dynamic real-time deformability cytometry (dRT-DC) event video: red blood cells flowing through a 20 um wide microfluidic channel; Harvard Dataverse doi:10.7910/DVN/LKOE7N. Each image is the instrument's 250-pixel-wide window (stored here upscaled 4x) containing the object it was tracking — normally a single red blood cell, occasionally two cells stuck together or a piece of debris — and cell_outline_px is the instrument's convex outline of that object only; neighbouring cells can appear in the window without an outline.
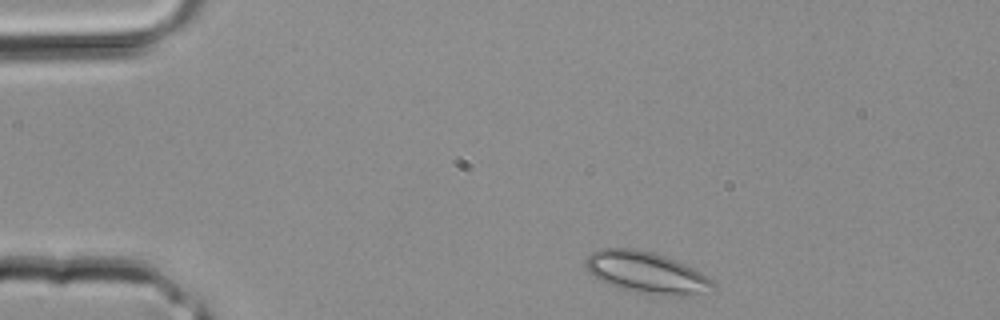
{"species": "common noctule bat (a hibernating species)", "species_latin": "Nyctalus noctula", "temperature_condition": "room temperature", "stored_images_in_passage": 3, "camera_frame_rate_fps": 3000, "um_per_image_px": 0.085, "animal": {"sex": "male", "body_mass_g": 20.4}, "frame": {"image": 1, "passage_image": 3, "time_ms": 0.667, "image_size_px": [1000, 320], "cell_outline_px": [[716, 288], [704, 292], [680, 296], [644, 292], [616, 288], [600, 280], [584, 264], [584, 260], [592, 252], [600, 248], [636, 248], [652, 252], [676, 260], [700, 272], [712, 280], [716, 284]], "centroid_in_image_um": [54.94, 23.14], "position_along_channel_um": 30.1, "area_um2": 30.29}}